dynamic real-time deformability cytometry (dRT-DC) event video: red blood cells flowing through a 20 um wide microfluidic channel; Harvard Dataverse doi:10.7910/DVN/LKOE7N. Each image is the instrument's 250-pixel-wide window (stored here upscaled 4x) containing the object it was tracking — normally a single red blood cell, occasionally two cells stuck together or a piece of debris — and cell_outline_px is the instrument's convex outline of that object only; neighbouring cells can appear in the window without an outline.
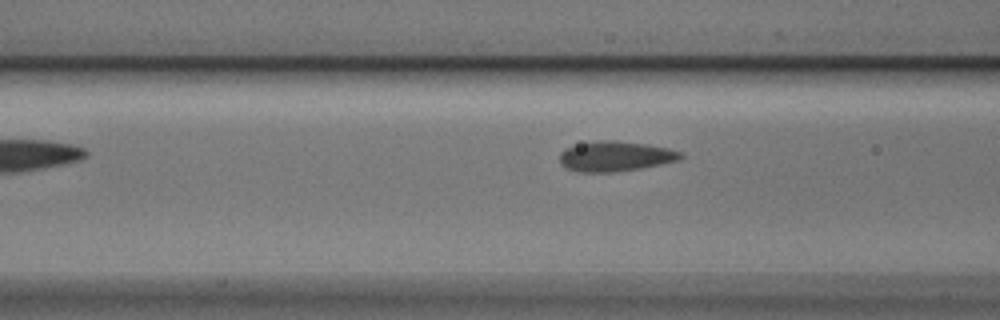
{"species": "Egyptian fruit bat (a non-hibernating species)", "species_latin": "Rousettus aegyptiacus", "temperature_condition": "cold", "stored_images_in_passage": 4, "camera_frame_rate_fps": 3000, "um_per_image_px": 0.085, "animal": {"sex": "male"}, "frame": {"image": 1, "passage_image": 4, "time_ms": 1.0, "image_size_px": [1000, 320], "cell_outline_px": [[684, 156], [680, 160], [640, 168], [612, 172], [576, 172], [564, 168], [560, 164], [560, 152], [564, 148], [596, 140], [616, 140], [648, 144], [668, 148], [684, 152]], "centroid_in_image_um": [52.3, 13.28], "position_along_channel_um": 114.3, "area_um2": 21.5}}